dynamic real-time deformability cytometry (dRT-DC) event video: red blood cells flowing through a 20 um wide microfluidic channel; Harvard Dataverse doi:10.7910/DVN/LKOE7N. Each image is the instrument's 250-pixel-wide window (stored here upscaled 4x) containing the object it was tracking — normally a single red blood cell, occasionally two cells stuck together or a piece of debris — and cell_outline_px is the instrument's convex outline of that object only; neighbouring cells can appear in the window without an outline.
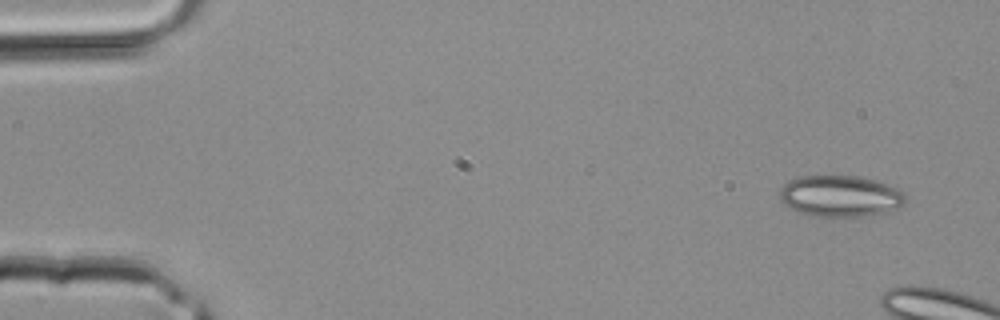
{"species": "common noctule bat (a hibernating species)", "species_latin": "Nyctalus noctula", "temperature_condition": "room temperature", "stored_images_in_passage": 6, "camera_frame_rate_fps": 3000, "um_per_image_px": 0.085, "animal": {"sex": "male", "body_mass_g": 20.4}, "frame": {"image": 1, "passage_image": 2, "time_ms": 0.333, "image_size_px": [1000, 320], "cell_outline_px": [[904, 204], [900, 208], [868, 216], [820, 216], [800, 212], [784, 204], [780, 200], [780, 188], [788, 180], [800, 176], [856, 176], [876, 180], [888, 184], [904, 192]], "centroid_in_image_um": [71.43, 16.66], "position_along_channel_um": 13.6, "area_um2": 30.17}}